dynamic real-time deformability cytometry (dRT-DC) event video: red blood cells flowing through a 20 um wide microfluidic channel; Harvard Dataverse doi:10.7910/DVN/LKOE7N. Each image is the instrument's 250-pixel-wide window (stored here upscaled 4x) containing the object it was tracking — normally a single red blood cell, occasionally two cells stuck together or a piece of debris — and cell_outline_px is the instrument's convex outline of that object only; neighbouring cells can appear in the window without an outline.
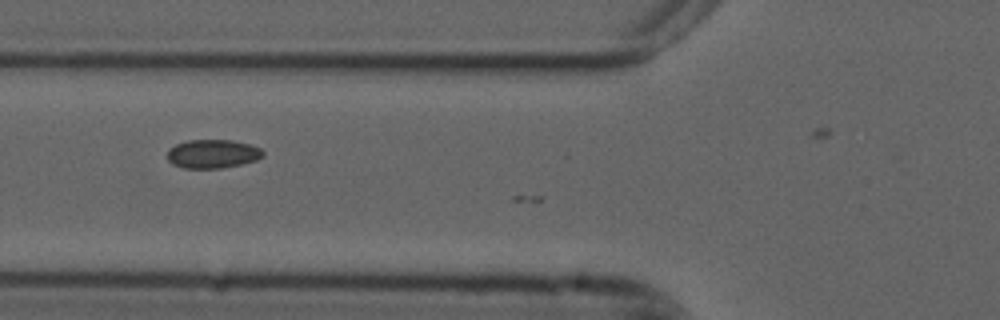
{"species": "common noctule bat (a hibernating species)", "species_latin": "Nyctalus noctula", "temperature_condition": "cold", "stored_images_in_passage": 11, "camera_frame_rate_fps": 3000, "um_per_image_px": 0.085, "animal": {"sex": "male", "forearm_length_mm": 52.5}, "frame": {"image": 1, "passage_image": 10, "time_ms": 3.0, "image_size_px": [1000, 320], "cell_outline_px": [[264, 156], [256, 160], [240, 164], [220, 168], [184, 168], [172, 164], [168, 160], [168, 148], [176, 144], [188, 140], [232, 140], [248, 144], [260, 148], [264, 152]], "centroid_in_image_um": [18.06, 13.07], "position_along_channel_um": 107.7, "area_um2": 15.95}}